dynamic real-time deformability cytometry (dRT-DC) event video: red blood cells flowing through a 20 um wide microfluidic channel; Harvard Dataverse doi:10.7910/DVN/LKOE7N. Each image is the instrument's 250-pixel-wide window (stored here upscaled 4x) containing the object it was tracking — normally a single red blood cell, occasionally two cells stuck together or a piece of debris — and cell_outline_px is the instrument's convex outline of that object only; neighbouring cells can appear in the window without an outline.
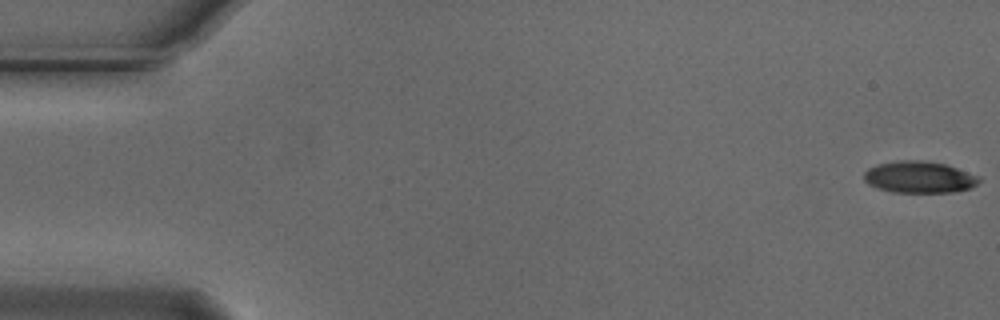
{"species": "Egyptian fruit bat (a non-hibernating species)", "species_latin": "Rousettus aegyptiacus", "temperature_condition": "cold", "stored_images_in_passage": 6, "camera_frame_rate_fps": 3000, "um_per_image_px": 0.085, "animal": {"sex": "male"}, "frame": {"image": 1, "passage_image": 1, "time_ms": 0.0, "image_size_px": [1000, 320], "cell_outline_px": [[980, 180], [972, 188], [956, 192], [892, 192], [876, 188], [868, 184], [864, 180], [864, 172], [868, 168], [876, 164], [900, 160], [920, 160], [944, 164], [980, 176]], "centroid_in_image_um": [78.12, 15.06], "position_along_channel_um": 6.9, "area_um2": 21.33}}